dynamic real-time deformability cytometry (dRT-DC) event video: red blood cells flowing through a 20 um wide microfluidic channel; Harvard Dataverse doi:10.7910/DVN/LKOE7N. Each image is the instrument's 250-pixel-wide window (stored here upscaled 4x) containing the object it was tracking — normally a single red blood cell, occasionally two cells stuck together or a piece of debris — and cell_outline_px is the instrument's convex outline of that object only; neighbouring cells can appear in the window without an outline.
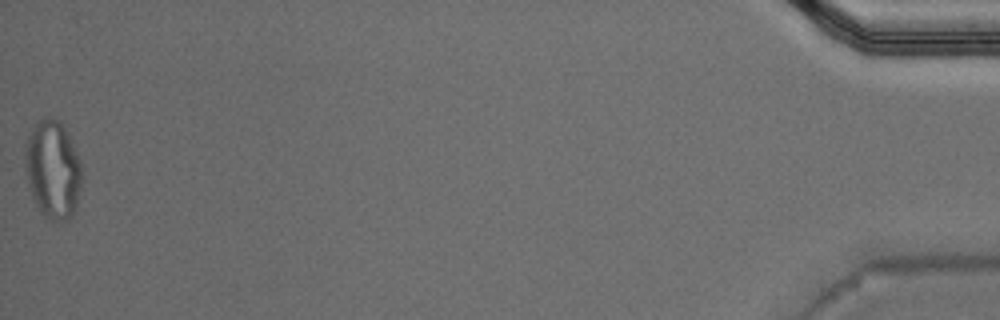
{"species": "Egyptian fruit bat (a non-hibernating species)", "species_latin": "Rousettus aegyptiacus", "temperature_condition": "warm", "stored_images_in_passage": 38, "camera_frame_rate_fps": 3000, "um_per_image_px": 0.085, "animal": {"sex": "male"}, "frame": {"image": 1, "passage_image": 38, "time_ms": 12.333, "image_size_px": [1000, 320], "cell_outline_px": [[84, 176], [76, 208], [72, 216], [64, 220], [52, 220], [44, 216], [40, 212], [32, 200], [28, 188], [24, 168], [24, 144], [36, 120], [44, 116], [60, 120], [68, 132], [72, 140], [80, 160]], "centroid_in_image_um": [4.48, 14.38], "position_along_channel_um": 430.7, "area_um2": 33.7}, "authors_computed_cell_mechanics": {"area_um2": 18.8717, "velocity_mm_per_s": 3.8233, "shape_relaxation_time_tau1_ms": null, "shape_relaxation_time_tau2_ms": 1.2646, "deformation_change_tau1": null, "deformation_change_tau2": 0.082}}